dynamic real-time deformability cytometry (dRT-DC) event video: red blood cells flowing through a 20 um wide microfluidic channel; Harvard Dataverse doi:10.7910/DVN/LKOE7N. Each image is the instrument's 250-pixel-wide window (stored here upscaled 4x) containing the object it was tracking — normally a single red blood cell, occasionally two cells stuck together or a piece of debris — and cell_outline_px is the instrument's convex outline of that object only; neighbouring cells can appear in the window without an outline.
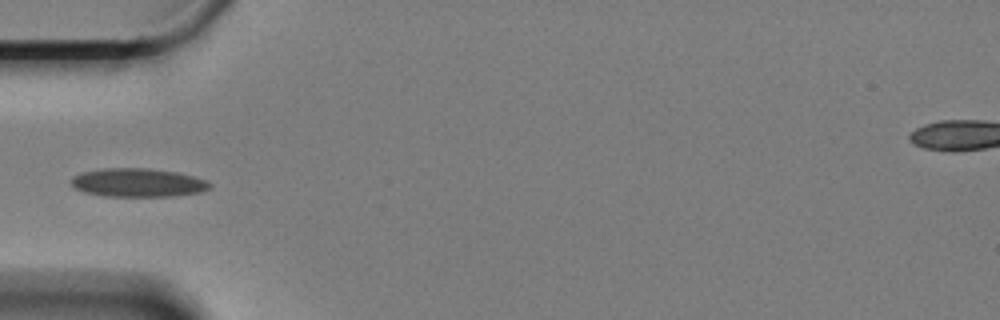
{"species": "Egyptian fruit bat (a non-hibernating species)", "species_latin": "Rousettus aegyptiacus", "temperature_condition": "cold", "stored_images_in_passage": 42, "camera_frame_rate_fps": 3000, "um_per_image_px": 0.085, "animal": {"sex": "female"}, "frame": {"image": 1, "passage_image": 1, "time_ms": 0.0, "image_size_px": [1000, 320], "cell_outline_px": [[212, 188], [200, 192], [172, 196], [104, 196], [84, 192], [68, 184], [72, 176], [80, 172], [104, 168], [148, 168], [176, 172], [208, 180], [212, 184]], "centroid_in_image_um": [11.7, 15.52], "position_along_channel_um": 73.3, "area_um2": 23.29}}
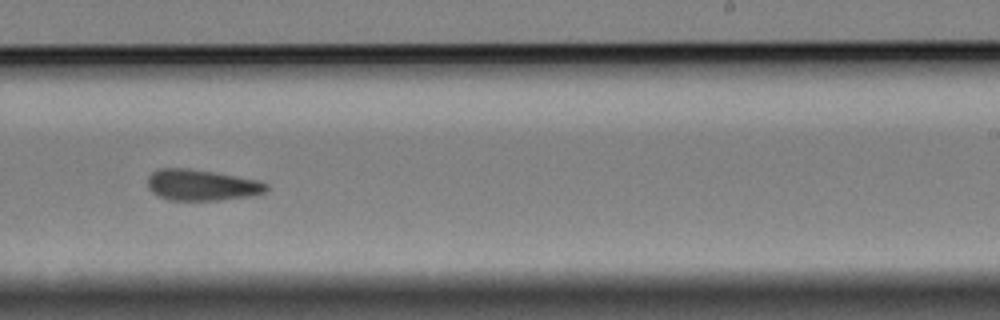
{"frame": {"image": 2, "passage_image": 19, "time_ms": 6.0, "image_size_px": [1000, 320], "cell_outline_px": [[268, 188], [264, 192], [256, 196], [220, 200], [168, 200], [152, 192], [148, 188], [148, 176], [156, 168], [188, 168], [260, 180], [268, 184]], "centroid_in_image_um": [17.16, 15.73], "position_along_channel_um": 271.8, "area_um2": 21.68}}
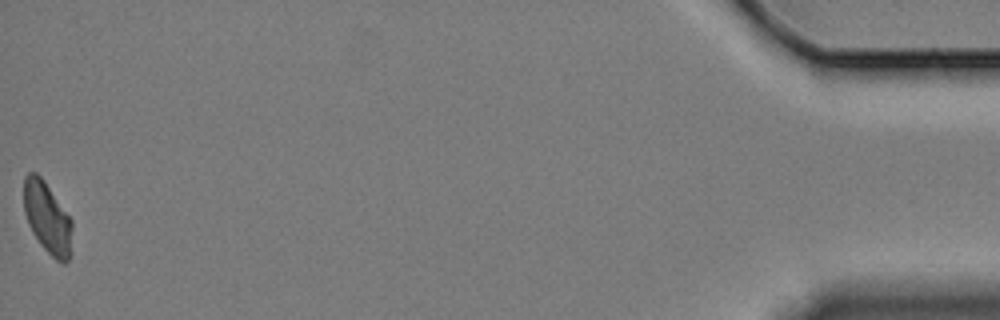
{"frame": {"image": 3, "passage_image": 42, "time_ms": 13.667, "image_size_px": [1000, 320], "cell_outline_px": [[72, 252], [68, 260], [64, 264], [60, 264], [40, 244], [32, 232], [28, 224], [24, 212], [24, 176], [28, 172], [36, 172], [44, 180], [72, 220]], "centroid_in_image_um": [4.04, 18.54], "position_along_channel_um": 431.2, "area_um2": 20.35}}